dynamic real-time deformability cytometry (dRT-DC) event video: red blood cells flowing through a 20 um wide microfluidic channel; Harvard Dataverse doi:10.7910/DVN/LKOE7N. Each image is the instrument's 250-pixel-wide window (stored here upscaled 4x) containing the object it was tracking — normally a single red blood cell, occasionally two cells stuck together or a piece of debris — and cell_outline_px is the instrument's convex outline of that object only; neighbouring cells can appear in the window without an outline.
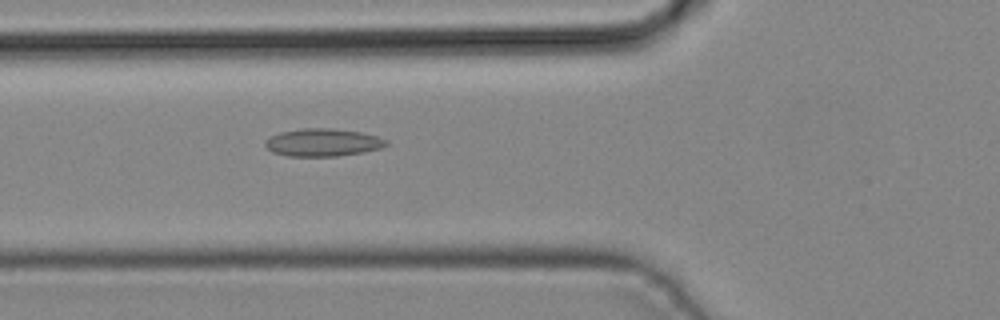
{"species": "common noctule bat (a hibernating species)", "species_latin": "Nyctalus noctula", "temperature_condition": "cold", "stored_images_in_passage": 41, "camera_frame_rate_fps": 3000, "um_per_image_px": 0.085, "animal": {"sex": "male", "body_mass_g": 19.2, "forearm_length_mm": 51.8}, "frame": {"image": 1, "passage_image": 13, "time_ms": 4.0, "image_size_px": [1000, 320], "cell_outline_px": [[388, 144], [380, 148], [364, 152], [336, 156], [288, 156], [272, 152], [264, 144], [264, 140], [268, 136], [280, 132], [300, 128], [332, 128], [360, 132], [376, 136], [388, 140]], "centroid_in_image_um": [27.4, 12.1], "position_along_channel_um": 98.4, "area_um2": 19.65}}
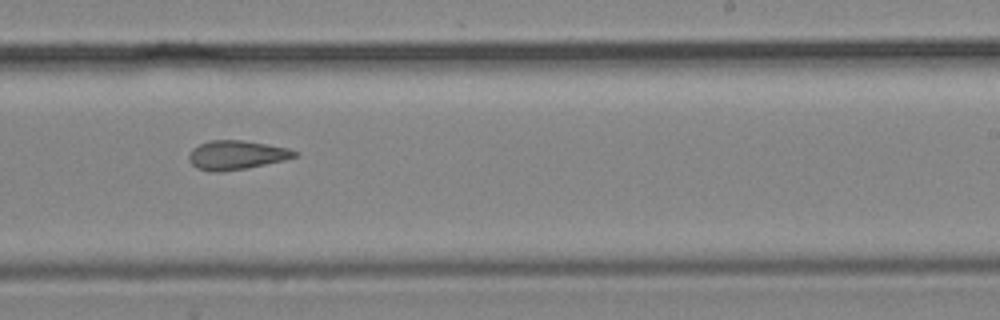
{"frame": {"image": 2, "passage_image": 24, "time_ms": 7.667, "image_size_px": [1000, 320], "cell_outline_px": [[300, 152], [296, 156], [284, 160], [244, 168], [216, 172], [212, 172], [196, 168], [188, 160], [188, 156], [192, 148], [208, 140], [240, 140], [288, 148]], "centroid_in_image_um": [20.06, 13.17], "position_along_channel_um": 268.9, "area_um2": 17.69}}
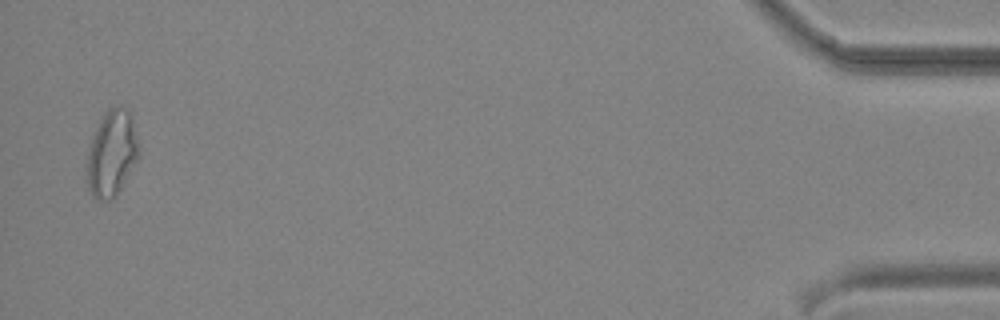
{"frame": {"image": 3, "passage_image": 40, "time_ms": 13.0, "image_size_px": [1000, 320], "cell_outline_px": [[140, 152], [136, 160], [116, 196], [112, 200], [96, 200], [92, 196], [88, 188], [84, 160], [92, 136], [104, 112], [108, 108], [128, 108], [132, 120], [140, 148]], "centroid_in_image_um": [9.45, 13.07], "position_along_channel_um": 425.8, "area_um2": 26.24}}